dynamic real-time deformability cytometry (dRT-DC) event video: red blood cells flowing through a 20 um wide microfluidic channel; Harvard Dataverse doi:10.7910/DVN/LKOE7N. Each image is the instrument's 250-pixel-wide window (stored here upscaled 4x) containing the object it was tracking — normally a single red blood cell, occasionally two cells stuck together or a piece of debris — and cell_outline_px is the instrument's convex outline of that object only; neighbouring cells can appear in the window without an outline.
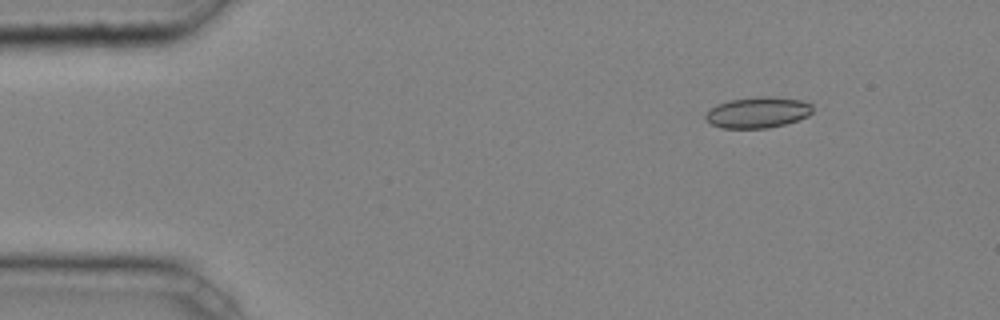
{"species": "common noctule bat (a hibernating species)", "species_latin": "Nyctalus noctula", "temperature_condition": "cold", "stored_images_in_passage": 5, "segment_of_instrument_passage": [2, 2], "camera_frame_rate_fps": 3000, "um_per_image_px": 0.085, "animal": {"sex": "male", "body_mass_g": 20.4}, "frame": {"image": 1, "passage_image": 5, "time_ms": 1.333, "image_size_px": [1000, 320], "cell_outline_px": [[812, 112], [808, 116], [784, 124], [768, 128], [720, 128], [712, 124], [704, 116], [716, 104], [728, 100], [756, 96], [772, 96], [800, 100], [812, 104]], "centroid_in_image_um": [64.41, 9.54], "position_along_channel_um": 20.6, "area_um2": 19.31}}